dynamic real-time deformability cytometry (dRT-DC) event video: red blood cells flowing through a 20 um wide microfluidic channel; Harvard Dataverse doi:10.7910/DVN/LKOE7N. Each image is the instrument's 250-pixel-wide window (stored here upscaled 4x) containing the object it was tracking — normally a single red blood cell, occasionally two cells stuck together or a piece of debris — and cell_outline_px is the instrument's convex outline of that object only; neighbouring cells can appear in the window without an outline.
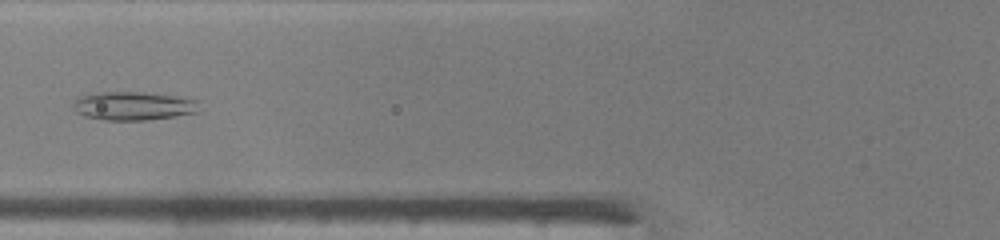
{"species": "common noctule bat (a hibernating species)", "species_latin": "Nyctalus noctula", "temperature_condition": "warm", "stored_images_in_passage": 46, "camera_frame_rate_fps": 3000, "um_per_image_px": 0.085, "animal": {"sex": "male", "body_mass_g": 19.0, "forearm_length_mm": 50.8}, "frame": {"image": 1, "passage_image": 18, "time_ms": 5.667, "image_size_px": [1000, 240], "cell_outline_px": [[200, 112], [176, 116], [148, 120], [104, 120], [84, 116], [76, 112], [72, 108], [72, 104], [76, 96], [96, 92], [144, 92], [176, 96], [196, 100]], "centroid_in_image_um": [11.28, 9.0], "position_along_channel_um": 114.5, "area_um2": 21.27}}
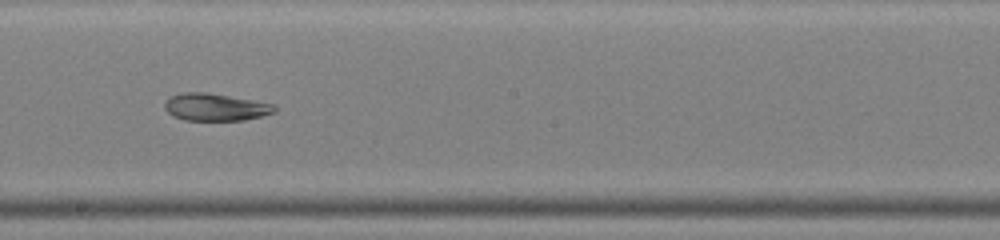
{"frame": {"image": 2, "passage_image": 26, "time_ms": 8.333, "image_size_px": [1000, 240], "cell_outline_px": [[276, 112], [244, 120], [184, 120], [172, 116], [164, 108], [164, 104], [172, 96], [184, 92], [208, 92], [276, 104]], "centroid_in_image_um": [18.33, 9.1], "position_along_channel_um": 229.9, "area_um2": 17.51}}
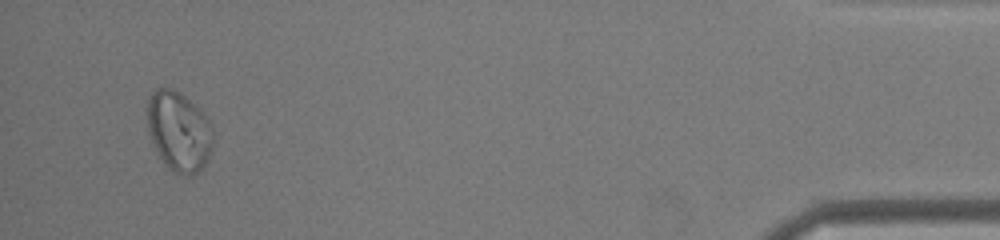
{"frame": {"image": 3, "passage_image": 44, "time_ms": 14.333, "image_size_px": [1000, 240], "cell_outline_px": [[212, 144], [208, 160], [200, 172], [192, 176], [184, 176], [168, 168], [160, 160], [152, 144], [148, 128], [148, 96], [156, 88], [172, 88], [184, 96], [200, 108], [208, 120], [212, 128]], "centroid_in_image_um": [15.2, 11.19], "position_along_channel_um": 420.0, "area_um2": 30.87}, "authors_computed_cell_mechanics": {"area_um2": 26.7036, "velocity_mm_per_s": 4.3303, "shape_relaxation_time_tau1_ms": null, "shape_relaxation_time_tau2_ms": 1.4773, "deformation_change_tau1": null, "deformation_change_tau2": 0.0443}}